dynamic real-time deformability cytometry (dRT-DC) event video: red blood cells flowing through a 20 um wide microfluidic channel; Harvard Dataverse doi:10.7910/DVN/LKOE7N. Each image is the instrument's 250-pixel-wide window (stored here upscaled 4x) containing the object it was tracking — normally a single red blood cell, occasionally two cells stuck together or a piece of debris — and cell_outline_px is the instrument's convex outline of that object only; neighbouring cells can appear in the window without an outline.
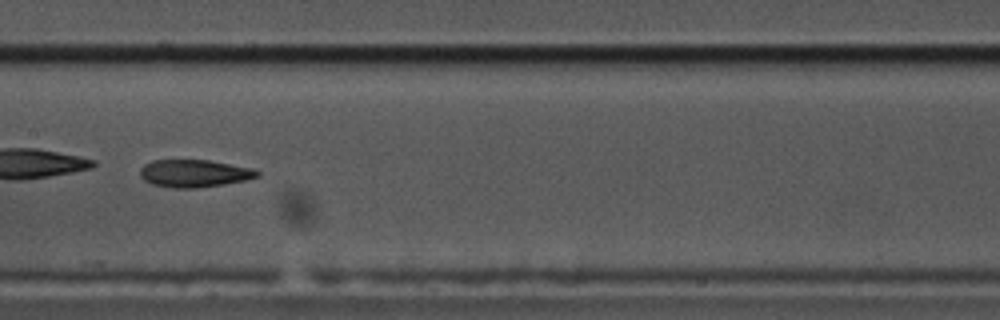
{"species": "common noctule bat (a hibernating species)", "species_latin": "Nyctalus noctula", "temperature_condition": "cold", "stored_images_in_passage": 15, "camera_frame_rate_fps": 3000, "um_per_image_px": 0.085, "animal": {"sex": "male", "body_mass_g": 17.5, "forearm_length_mm": 52.3}, "frame": {"image": 1, "passage_image": 7, "time_ms": 2.0, "image_size_px": [1000, 320], "cell_outline_px": [[260, 176], [248, 180], [224, 184], [196, 188], [172, 188], [152, 184], [144, 180], [140, 176], [140, 168], [144, 164], [152, 160], [208, 160], [252, 168], [260, 172]], "centroid_in_image_um": [16.51, 14.74], "position_along_channel_um": 190.9, "area_um2": 18.9}}
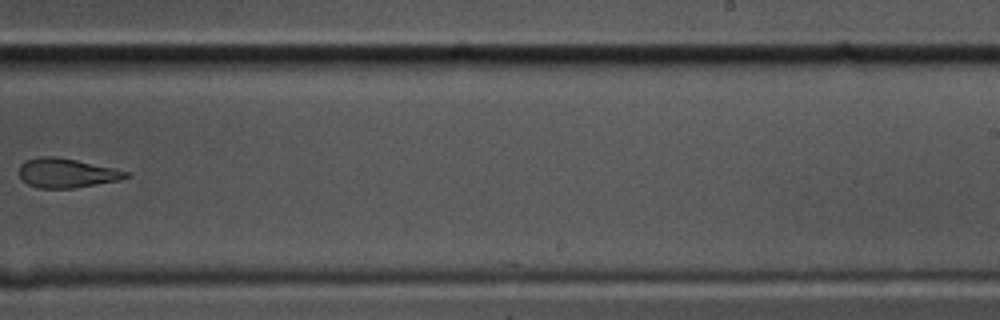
{"frame": {"image": 2, "passage_image": 9, "time_ms": 2.667, "image_size_px": [1000, 320], "cell_outline_px": [[132, 176], [120, 180], [76, 188], [36, 188], [20, 180], [20, 164], [24, 160], [40, 156], [52, 156], [76, 160], [112, 168], [128, 172]], "centroid_in_image_um": [5.63, 14.72], "position_along_channel_um": 283.4, "area_um2": 18.32}}
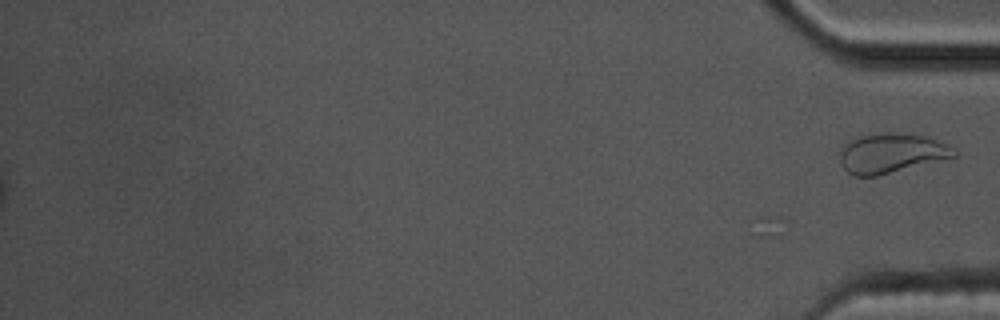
{"frame": {"image": 3, "passage_image": 15, "time_ms": 4.667, "image_size_px": [1000, 320], "cell_outline_px": [[956, 156], [876, 176], [852, 176], [844, 168], [840, 160], [840, 152], [852, 140], [860, 136], [928, 136], [952, 148], [956, 152]], "centroid_in_image_um": [75.75, 13.09], "position_along_channel_um": 359.5, "area_um2": 24.74}}